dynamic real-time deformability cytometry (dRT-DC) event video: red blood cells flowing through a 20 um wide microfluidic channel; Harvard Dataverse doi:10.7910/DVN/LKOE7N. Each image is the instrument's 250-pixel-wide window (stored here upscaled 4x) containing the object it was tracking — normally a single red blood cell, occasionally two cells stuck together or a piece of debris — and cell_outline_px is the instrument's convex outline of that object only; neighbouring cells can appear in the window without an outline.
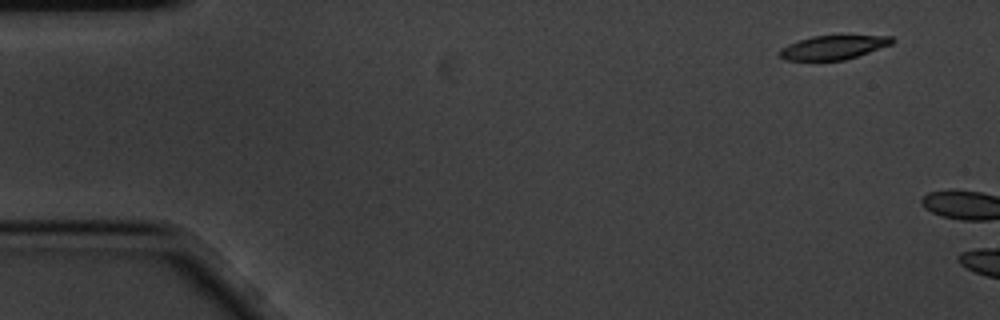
{"species": "common noctule bat (a hibernating species)", "species_latin": "Nyctalus noctula", "temperature_condition": "cold", "stored_images_in_passage": 2, "camera_frame_rate_fps": 3000, "um_per_image_px": 0.085, "animal": {"sex": "male", "body_mass_g": 20.1, "forearm_length_mm": 53.5}, "frame": {"image": 1, "passage_image": 1, "time_ms": 0.0, "image_size_px": [1000, 320], "cell_outline_px": [[896, 40], [892, 44], [844, 60], [784, 60], [776, 52], [780, 48], [788, 44], [812, 36], [892, 36]], "centroid_in_image_um": [70.79, 4.03], "position_along_channel_um": 14.2, "area_um2": 15.55}}